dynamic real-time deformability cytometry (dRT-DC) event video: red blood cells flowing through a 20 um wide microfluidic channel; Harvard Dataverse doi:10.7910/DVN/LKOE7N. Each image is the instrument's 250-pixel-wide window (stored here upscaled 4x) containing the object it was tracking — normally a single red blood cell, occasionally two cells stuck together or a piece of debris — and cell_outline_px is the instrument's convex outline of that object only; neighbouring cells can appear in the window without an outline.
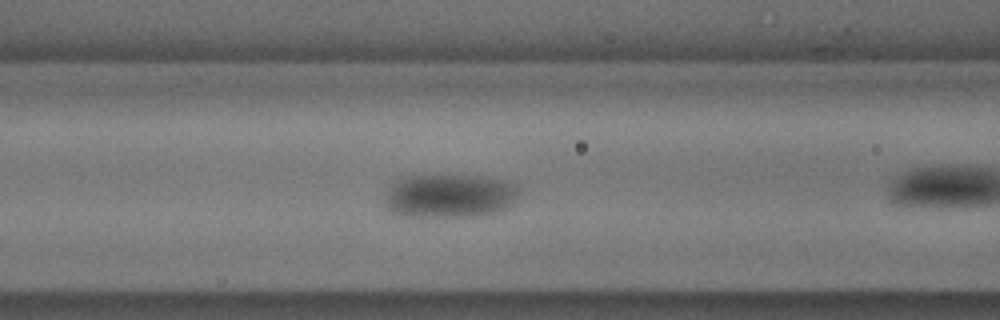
{"species": "common noctule bat (a hibernating species)", "species_latin": "Nyctalus noctula", "temperature_condition": "cold", "stored_images_in_passage": 7, "camera_frame_rate_fps": 3000, "um_per_image_px": 0.085, "animal": {"sex": "male", "body_mass_g": 18.8}, "frame": {"image": 1, "passage_image": 5, "time_ms": 1.333, "image_size_px": [1000, 320], "cell_outline_px": [[520, 192], [512, 204], [496, 212], [480, 216], [400, 216], [388, 212], [384, 200], [384, 196], [392, 184], [404, 176], [480, 176], [500, 180], [512, 184], [520, 188]], "centroid_in_image_um": [38.17, 16.66], "position_along_channel_um": 128.4, "area_um2": 34.1}}